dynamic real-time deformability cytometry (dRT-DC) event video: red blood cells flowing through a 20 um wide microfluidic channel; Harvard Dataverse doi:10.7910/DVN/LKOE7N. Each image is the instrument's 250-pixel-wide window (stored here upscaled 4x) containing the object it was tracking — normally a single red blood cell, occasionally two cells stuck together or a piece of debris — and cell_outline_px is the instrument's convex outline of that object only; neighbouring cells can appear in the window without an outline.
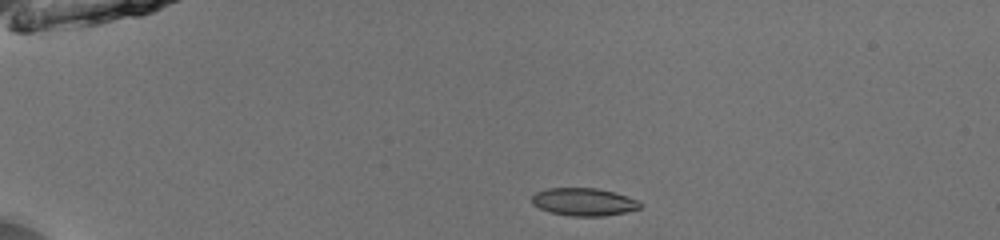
{"species": "common noctule bat (a hibernating species)", "species_latin": "Nyctalus noctula", "temperature_condition": "room temperature", "stored_images_in_passage": 41, "camera_frame_rate_fps": 3000, "um_per_image_px": 0.085, "animal": {"sex": "male", "body_mass_g": 13.0, "forearm_length_mm": 53.1}, "frame": {"image": 1, "passage_image": 1, "time_ms": 0.0, "image_size_px": [1000, 240], "cell_outline_px": [[640, 208], [624, 212], [604, 216], [572, 216], [548, 212], [532, 204], [532, 196], [536, 192], [548, 188], [596, 188], [612, 192], [636, 200], [640, 204]], "centroid_in_image_um": [49.55, 17.16], "position_along_channel_um": 35.4, "area_um2": 17.22}}
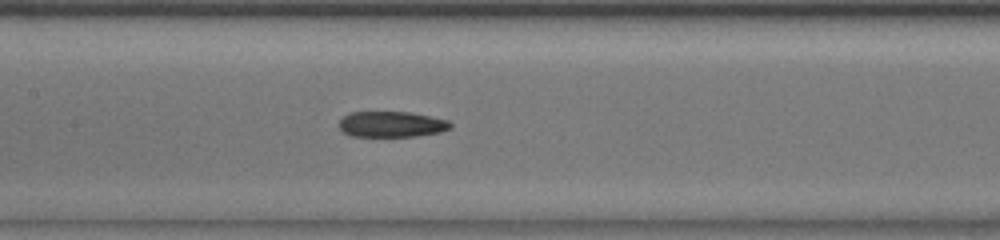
{"frame": {"image": 2, "passage_image": 16, "time_ms": 5.0, "image_size_px": [1000, 240], "cell_outline_px": [[452, 128], [440, 132], [416, 136], [352, 136], [344, 132], [340, 128], [340, 120], [348, 112], [408, 112], [448, 120], [452, 124]], "centroid_in_image_um": [33.29, 10.56], "position_along_channel_um": 174.1, "area_um2": 16.59}}
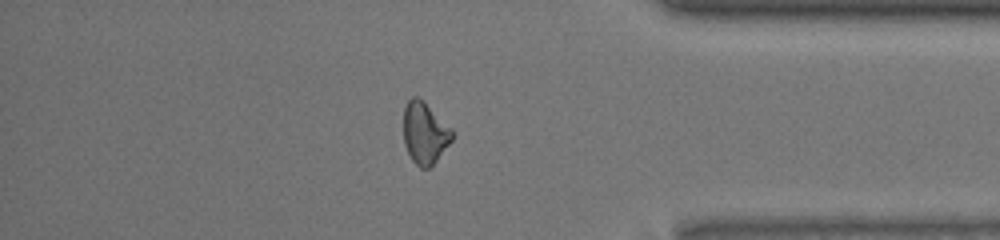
{"frame": {"image": 3, "passage_image": 34, "time_ms": 11.0, "image_size_px": [1000, 240], "cell_outline_px": [[452, 140], [436, 160], [428, 168], [420, 168], [412, 160], [404, 144], [404, 108], [408, 100], [412, 96], [416, 96], [452, 128]], "centroid_in_image_um": [36.09, 11.32], "position_along_channel_um": 399.1, "area_um2": 17.05}, "authors_computed_cell_mechanics": {"area_um2": 17.629, "velocity_mm_per_s": 3.9977, "shape_relaxation_time_tau1_ms": 11.3706, "shape_relaxation_time_tau2_ms": 1.8456, "deformation_change_tau1": 0.2559, "deformation_change_tau2": 0.0814}}